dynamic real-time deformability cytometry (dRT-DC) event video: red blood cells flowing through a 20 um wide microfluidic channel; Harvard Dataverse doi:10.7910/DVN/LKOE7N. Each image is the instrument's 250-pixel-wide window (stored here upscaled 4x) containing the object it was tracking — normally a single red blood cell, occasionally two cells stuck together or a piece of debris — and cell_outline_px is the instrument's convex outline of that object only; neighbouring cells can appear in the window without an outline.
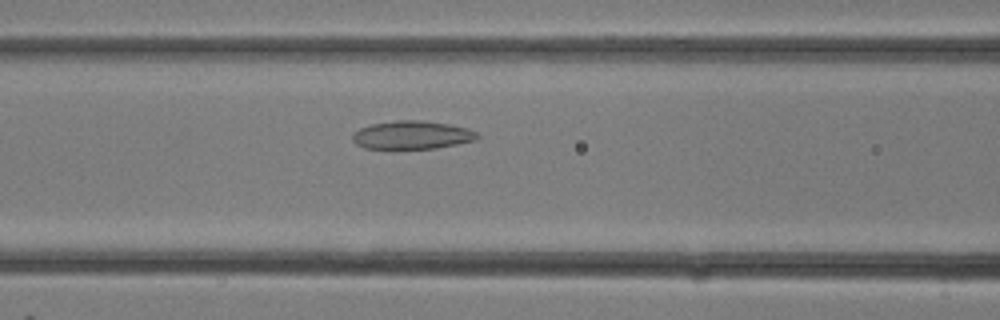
{"species": "common noctule bat (a hibernating species)", "species_latin": "Nyctalus noctula", "temperature_condition": "room temperature", "stored_images_in_passage": 14, "camera_frame_rate_fps": 3000, "um_per_image_px": 0.085, "animal": {"sex": "female"}, "frame": {"image": 1, "passage_image": 12, "time_ms": 3.667, "image_size_px": [1000, 320], "cell_outline_px": [[480, 136], [476, 140], [436, 148], [396, 152], [392, 152], [364, 148], [356, 144], [352, 140], [352, 132], [360, 128], [372, 124], [396, 120], [424, 120], [448, 124], [468, 128], [476, 132]], "centroid_in_image_um": [34.95, 11.53], "position_along_channel_um": 131.6, "area_um2": 21.62}}
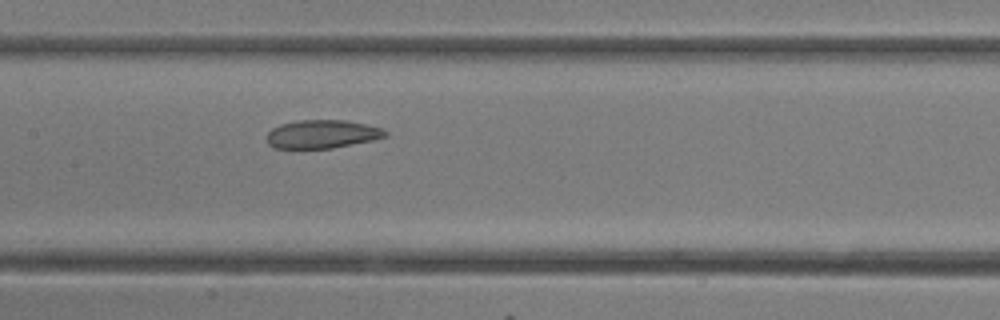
{"frame": {"image": 2, "passage_image": 14, "time_ms": 4.333, "image_size_px": [1000, 320], "cell_outline_px": [[388, 136], [372, 140], [332, 148], [272, 148], [264, 140], [264, 136], [272, 128], [280, 124], [300, 120], [348, 120], [384, 128], [388, 132]], "centroid_in_image_um": [27.36, 11.39], "position_along_channel_um": 180.0, "area_um2": 19.88}}